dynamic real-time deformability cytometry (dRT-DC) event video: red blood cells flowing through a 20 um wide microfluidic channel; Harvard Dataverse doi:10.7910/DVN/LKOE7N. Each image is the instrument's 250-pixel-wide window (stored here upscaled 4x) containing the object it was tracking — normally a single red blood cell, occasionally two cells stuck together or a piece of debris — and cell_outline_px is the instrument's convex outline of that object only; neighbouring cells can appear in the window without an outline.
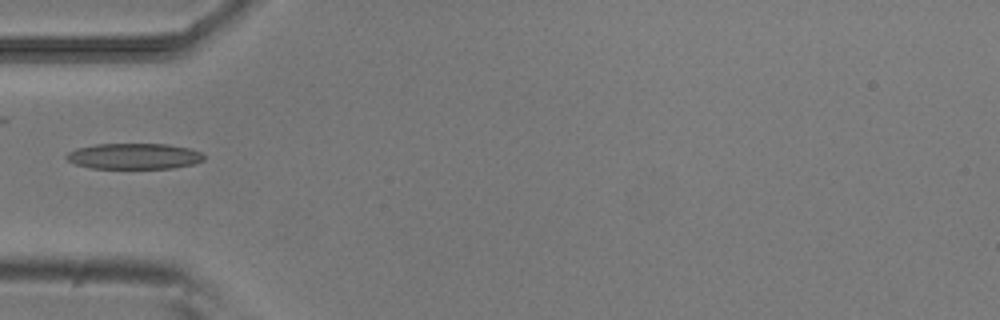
{"species": "common noctule bat (a hibernating species)", "species_latin": "Nyctalus noctula", "temperature_condition": "room temperature", "stored_images_in_passage": 36, "camera_frame_rate_fps": 3000, "um_per_image_px": 0.085, "animal": {"sex": "male", "body_mass_g": 20.5, "forearm_length_mm": 52.5}, "frame": {"image": 1, "passage_image": 1, "time_ms": 0.0, "image_size_px": [1000, 320], "cell_outline_px": [[204, 160], [196, 164], [172, 168], [92, 168], [76, 164], [68, 160], [64, 156], [68, 152], [76, 148], [96, 144], [168, 144], [188, 148], [200, 152], [204, 156]], "centroid_in_image_um": [11.4, 13.27], "position_along_channel_um": 73.6, "area_um2": 20.69}}
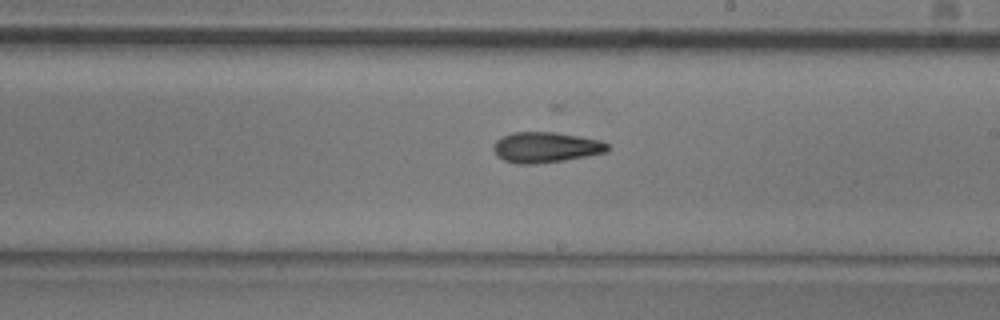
{"frame": {"image": 2, "passage_image": 14, "time_ms": 4.333, "image_size_px": [1000, 320], "cell_outline_px": [[608, 152], [564, 160], [536, 164], [516, 164], [504, 160], [496, 156], [492, 148], [496, 140], [512, 132], [552, 132], [600, 140], [608, 144]], "centroid_in_image_um": [46.35, 12.53], "position_along_channel_um": 242.6, "area_um2": 20.23}}
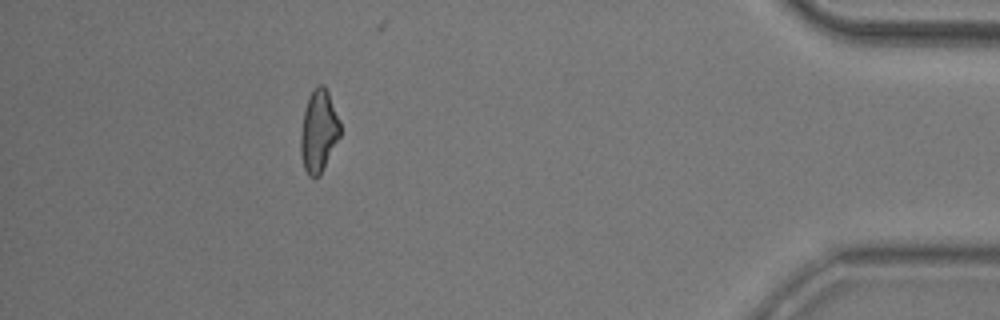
{"frame": {"image": 3, "passage_image": 31, "time_ms": 10.0, "image_size_px": [1000, 320], "cell_outline_px": [[340, 136], [320, 176], [308, 176], [304, 168], [300, 152], [300, 136], [304, 112], [308, 96], [316, 84], [324, 84], [328, 92], [340, 124]], "centroid_in_image_um": [27.07, 11.14], "position_along_channel_um": 408.1, "area_um2": 18.84}}